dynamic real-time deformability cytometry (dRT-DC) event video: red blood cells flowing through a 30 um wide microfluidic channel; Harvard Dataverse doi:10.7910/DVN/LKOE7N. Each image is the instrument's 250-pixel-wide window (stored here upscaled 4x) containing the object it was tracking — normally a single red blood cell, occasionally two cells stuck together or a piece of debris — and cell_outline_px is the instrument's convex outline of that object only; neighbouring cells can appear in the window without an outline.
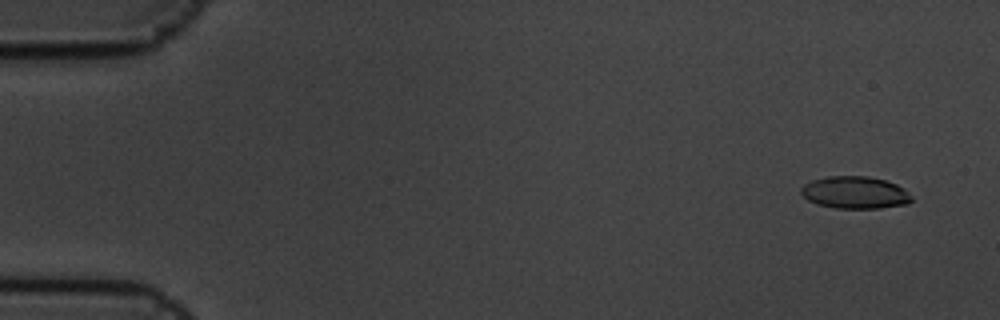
{"species": "common noctule bat (a hibernating species)", "species_latin": "Nyctalus noctula", "temperature_condition": "cold", "stored_images_in_passage": 12, "camera_frame_rate_fps": 3000, "um_per_image_px": 0.085, "animal": {"sex": "male", "body_mass_g": 19.5, "forearm_length_mm": 54.6}, "frame": {"image": 1, "passage_image": 2, "time_ms": 0.333, "image_size_px": [1000, 320], "cell_outline_px": [[912, 200], [908, 204], [880, 208], [836, 208], [816, 204], [808, 200], [800, 192], [800, 188], [804, 184], [812, 180], [828, 176], [868, 176], [884, 180], [896, 184], [904, 188], [912, 196]], "centroid_in_image_um": [72.67, 16.36], "position_along_channel_um": 12.3, "area_um2": 20.87}}
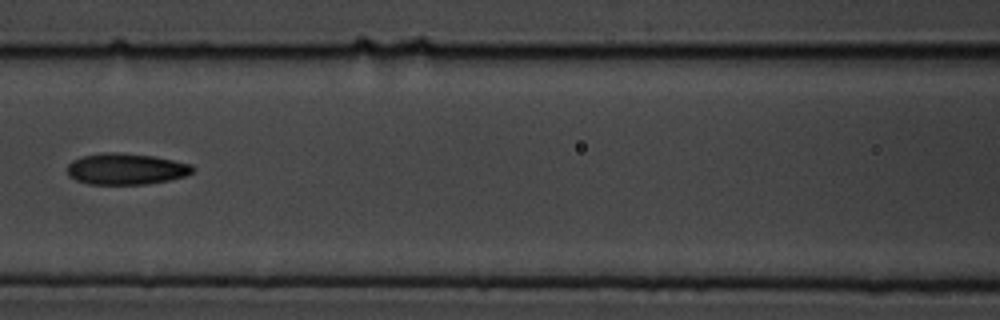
{"frame": {"image": 2, "passage_image": 8, "time_ms": 2.333, "image_size_px": [1000, 320], "cell_outline_px": [[196, 168], [192, 172], [184, 176], [168, 180], [144, 184], [88, 184], [76, 180], [68, 176], [68, 164], [72, 160], [80, 156], [100, 152], [120, 152], [152, 156], [192, 164]], "centroid_in_image_um": [10.67, 14.35], "position_along_channel_um": 155.9, "area_um2": 22.95}}
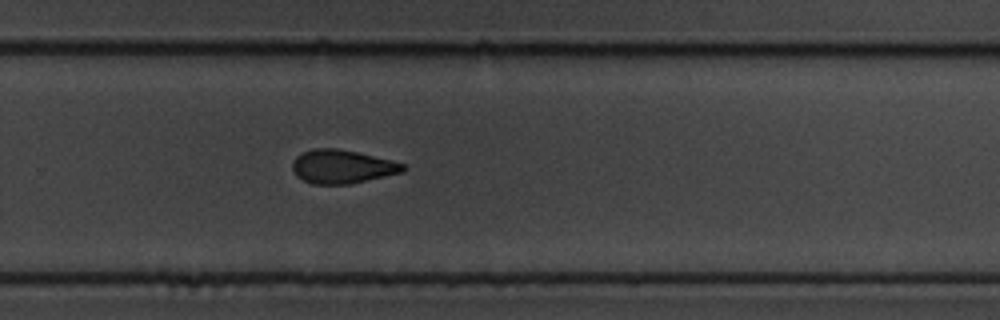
{"frame": {"image": 3, "passage_image": 12, "time_ms": 3.667, "image_size_px": [1000, 320], "cell_outline_px": [[404, 168], [400, 172], [384, 176], [348, 184], [312, 184], [296, 176], [292, 168], [292, 164], [296, 156], [304, 152], [316, 148], [336, 148], [356, 152], [392, 160], [404, 164]], "centroid_in_image_um": [29.03, 14.16], "position_along_channel_um": 300.8, "area_um2": 21.27}}